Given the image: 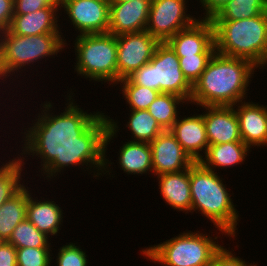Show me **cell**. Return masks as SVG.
I'll return each mask as SVG.
<instances>
[{"label": "cell", "mask_w": 267, "mask_h": 266, "mask_svg": "<svg viewBox=\"0 0 267 266\" xmlns=\"http://www.w3.org/2000/svg\"><path fill=\"white\" fill-rule=\"evenodd\" d=\"M69 93V103H66L67 106L61 114L51 113L52 102L45 101L41 104V114H37V118L32 121L33 125L29 123L31 126L25 128L28 130L21 132L24 142L18 156L40 157L41 174L43 177L46 175L44 179H49L48 182L71 166L86 165L87 171L93 168L91 173L93 172L95 178L107 172L111 175L112 170L108 167L112 163L106 158V151L111 139L114 140L119 132V122L102 111H83L73 100L74 93Z\"/></svg>", "instance_id": "1"}, {"label": "cell", "mask_w": 267, "mask_h": 266, "mask_svg": "<svg viewBox=\"0 0 267 266\" xmlns=\"http://www.w3.org/2000/svg\"><path fill=\"white\" fill-rule=\"evenodd\" d=\"M257 68L249 60L215 52L193 85L190 103L197 107L234 106L246 101L249 83Z\"/></svg>", "instance_id": "2"}, {"label": "cell", "mask_w": 267, "mask_h": 266, "mask_svg": "<svg viewBox=\"0 0 267 266\" xmlns=\"http://www.w3.org/2000/svg\"><path fill=\"white\" fill-rule=\"evenodd\" d=\"M189 177L192 214L198 211L207 217L222 235L235 238L239 213L231 199L230 189L228 190L222 181L224 179L200 162H195L189 168Z\"/></svg>", "instance_id": "3"}, {"label": "cell", "mask_w": 267, "mask_h": 266, "mask_svg": "<svg viewBox=\"0 0 267 266\" xmlns=\"http://www.w3.org/2000/svg\"><path fill=\"white\" fill-rule=\"evenodd\" d=\"M216 52L267 66V12L248 19L212 20Z\"/></svg>", "instance_id": "4"}, {"label": "cell", "mask_w": 267, "mask_h": 266, "mask_svg": "<svg viewBox=\"0 0 267 266\" xmlns=\"http://www.w3.org/2000/svg\"><path fill=\"white\" fill-rule=\"evenodd\" d=\"M63 33L20 36L9 29L0 32V79L6 81L15 73L23 72L25 66L33 65L40 59L54 57L66 46ZM65 40H64V39ZM31 64V65H29ZM12 73V74H11ZM11 75V76H10ZM1 82V81H0Z\"/></svg>", "instance_id": "5"}, {"label": "cell", "mask_w": 267, "mask_h": 266, "mask_svg": "<svg viewBox=\"0 0 267 266\" xmlns=\"http://www.w3.org/2000/svg\"><path fill=\"white\" fill-rule=\"evenodd\" d=\"M197 232H183L160 244L142 249L146 259L165 266H210L222 246L218 238ZM217 240V241H214Z\"/></svg>", "instance_id": "6"}, {"label": "cell", "mask_w": 267, "mask_h": 266, "mask_svg": "<svg viewBox=\"0 0 267 266\" xmlns=\"http://www.w3.org/2000/svg\"><path fill=\"white\" fill-rule=\"evenodd\" d=\"M74 51L76 65L74 72L89 78V81L118 83L117 42L111 33L77 35ZM91 79V80H90Z\"/></svg>", "instance_id": "7"}, {"label": "cell", "mask_w": 267, "mask_h": 266, "mask_svg": "<svg viewBox=\"0 0 267 266\" xmlns=\"http://www.w3.org/2000/svg\"><path fill=\"white\" fill-rule=\"evenodd\" d=\"M128 78L135 84L160 93L174 94L190 103L193 85L184 76L175 51L160 42L150 62L135 70Z\"/></svg>", "instance_id": "8"}, {"label": "cell", "mask_w": 267, "mask_h": 266, "mask_svg": "<svg viewBox=\"0 0 267 266\" xmlns=\"http://www.w3.org/2000/svg\"><path fill=\"white\" fill-rule=\"evenodd\" d=\"M186 5V0H152L146 31L159 42H167L177 32L198 20L186 13Z\"/></svg>", "instance_id": "9"}, {"label": "cell", "mask_w": 267, "mask_h": 266, "mask_svg": "<svg viewBox=\"0 0 267 266\" xmlns=\"http://www.w3.org/2000/svg\"><path fill=\"white\" fill-rule=\"evenodd\" d=\"M116 42L118 82L150 62L160 43L146 30L118 35Z\"/></svg>", "instance_id": "10"}, {"label": "cell", "mask_w": 267, "mask_h": 266, "mask_svg": "<svg viewBox=\"0 0 267 266\" xmlns=\"http://www.w3.org/2000/svg\"><path fill=\"white\" fill-rule=\"evenodd\" d=\"M61 8L78 35L108 32L110 0H60Z\"/></svg>", "instance_id": "11"}, {"label": "cell", "mask_w": 267, "mask_h": 266, "mask_svg": "<svg viewBox=\"0 0 267 266\" xmlns=\"http://www.w3.org/2000/svg\"><path fill=\"white\" fill-rule=\"evenodd\" d=\"M149 145L152 154L153 173L156 176L181 172L195 163L170 130L161 132Z\"/></svg>", "instance_id": "12"}, {"label": "cell", "mask_w": 267, "mask_h": 266, "mask_svg": "<svg viewBox=\"0 0 267 266\" xmlns=\"http://www.w3.org/2000/svg\"><path fill=\"white\" fill-rule=\"evenodd\" d=\"M199 17L194 24L180 30L167 41L178 57L216 52L213 22Z\"/></svg>", "instance_id": "13"}, {"label": "cell", "mask_w": 267, "mask_h": 266, "mask_svg": "<svg viewBox=\"0 0 267 266\" xmlns=\"http://www.w3.org/2000/svg\"><path fill=\"white\" fill-rule=\"evenodd\" d=\"M151 1L110 2L108 33L118 36L145 31Z\"/></svg>", "instance_id": "14"}, {"label": "cell", "mask_w": 267, "mask_h": 266, "mask_svg": "<svg viewBox=\"0 0 267 266\" xmlns=\"http://www.w3.org/2000/svg\"><path fill=\"white\" fill-rule=\"evenodd\" d=\"M209 145L242 141L238 118L233 106H203Z\"/></svg>", "instance_id": "15"}, {"label": "cell", "mask_w": 267, "mask_h": 266, "mask_svg": "<svg viewBox=\"0 0 267 266\" xmlns=\"http://www.w3.org/2000/svg\"><path fill=\"white\" fill-rule=\"evenodd\" d=\"M239 102L234 105L242 141L251 149L267 146V105ZM237 107V108H235Z\"/></svg>", "instance_id": "16"}, {"label": "cell", "mask_w": 267, "mask_h": 266, "mask_svg": "<svg viewBox=\"0 0 267 266\" xmlns=\"http://www.w3.org/2000/svg\"><path fill=\"white\" fill-rule=\"evenodd\" d=\"M169 130L194 162H199L204 157L209 143L203 113L182 118L179 116Z\"/></svg>", "instance_id": "17"}, {"label": "cell", "mask_w": 267, "mask_h": 266, "mask_svg": "<svg viewBox=\"0 0 267 266\" xmlns=\"http://www.w3.org/2000/svg\"><path fill=\"white\" fill-rule=\"evenodd\" d=\"M162 199L176 211L192 213L189 168L181 172L157 176Z\"/></svg>", "instance_id": "18"}, {"label": "cell", "mask_w": 267, "mask_h": 266, "mask_svg": "<svg viewBox=\"0 0 267 266\" xmlns=\"http://www.w3.org/2000/svg\"><path fill=\"white\" fill-rule=\"evenodd\" d=\"M59 10L61 9L43 8L27 14H14L9 30L20 36L62 33L58 26Z\"/></svg>", "instance_id": "19"}, {"label": "cell", "mask_w": 267, "mask_h": 266, "mask_svg": "<svg viewBox=\"0 0 267 266\" xmlns=\"http://www.w3.org/2000/svg\"><path fill=\"white\" fill-rule=\"evenodd\" d=\"M28 188V203L26 207V218L42 233L48 237L56 236L61 230L63 222V210L55 201L38 200L32 197ZM42 200V201H41Z\"/></svg>", "instance_id": "20"}, {"label": "cell", "mask_w": 267, "mask_h": 266, "mask_svg": "<svg viewBox=\"0 0 267 266\" xmlns=\"http://www.w3.org/2000/svg\"><path fill=\"white\" fill-rule=\"evenodd\" d=\"M251 149L243 141L209 145L206 154L199 162L207 169L230 168L244 164Z\"/></svg>", "instance_id": "21"}, {"label": "cell", "mask_w": 267, "mask_h": 266, "mask_svg": "<svg viewBox=\"0 0 267 266\" xmlns=\"http://www.w3.org/2000/svg\"><path fill=\"white\" fill-rule=\"evenodd\" d=\"M118 151L119 167L124 173L142 175L153 172L152 154L149 143L128 141Z\"/></svg>", "instance_id": "22"}, {"label": "cell", "mask_w": 267, "mask_h": 266, "mask_svg": "<svg viewBox=\"0 0 267 266\" xmlns=\"http://www.w3.org/2000/svg\"><path fill=\"white\" fill-rule=\"evenodd\" d=\"M28 186H24L16 195L0 207V238L8 241L14 228L26 218Z\"/></svg>", "instance_id": "23"}, {"label": "cell", "mask_w": 267, "mask_h": 266, "mask_svg": "<svg viewBox=\"0 0 267 266\" xmlns=\"http://www.w3.org/2000/svg\"><path fill=\"white\" fill-rule=\"evenodd\" d=\"M16 158L2 163L0 167V207L25 186L21 183L23 180L21 173L26 164L25 157L16 156Z\"/></svg>", "instance_id": "24"}, {"label": "cell", "mask_w": 267, "mask_h": 266, "mask_svg": "<svg viewBox=\"0 0 267 266\" xmlns=\"http://www.w3.org/2000/svg\"><path fill=\"white\" fill-rule=\"evenodd\" d=\"M126 127L133 138L131 141L151 143L164 129L159 125L148 110H131Z\"/></svg>", "instance_id": "25"}, {"label": "cell", "mask_w": 267, "mask_h": 266, "mask_svg": "<svg viewBox=\"0 0 267 266\" xmlns=\"http://www.w3.org/2000/svg\"><path fill=\"white\" fill-rule=\"evenodd\" d=\"M185 102L177 95L159 93L147 110L164 130H169L179 117L180 111L177 107Z\"/></svg>", "instance_id": "26"}, {"label": "cell", "mask_w": 267, "mask_h": 266, "mask_svg": "<svg viewBox=\"0 0 267 266\" xmlns=\"http://www.w3.org/2000/svg\"><path fill=\"white\" fill-rule=\"evenodd\" d=\"M267 12V0H229L212 20L248 19Z\"/></svg>", "instance_id": "27"}, {"label": "cell", "mask_w": 267, "mask_h": 266, "mask_svg": "<svg viewBox=\"0 0 267 266\" xmlns=\"http://www.w3.org/2000/svg\"><path fill=\"white\" fill-rule=\"evenodd\" d=\"M7 242L16 248L51 247L49 237L40 232L27 218L14 228Z\"/></svg>", "instance_id": "28"}, {"label": "cell", "mask_w": 267, "mask_h": 266, "mask_svg": "<svg viewBox=\"0 0 267 266\" xmlns=\"http://www.w3.org/2000/svg\"><path fill=\"white\" fill-rule=\"evenodd\" d=\"M117 84H120V91L131 110H147L160 93L144 86L135 85L128 77L120 79Z\"/></svg>", "instance_id": "29"}, {"label": "cell", "mask_w": 267, "mask_h": 266, "mask_svg": "<svg viewBox=\"0 0 267 266\" xmlns=\"http://www.w3.org/2000/svg\"><path fill=\"white\" fill-rule=\"evenodd\" d=\"M51 252V247L16 248L17 266H51Z\"/></svg>", "instance_id": "30"}, {"label": "cell", "mask_w": 267, "mask_h": 266, "mask_svg": "<svg viewBox=\"0 0 267 266\" xmlns=\"http://www.w3.org/2000/svg\"><path fill=\"white\" fill-rule=\"evenodd\" d=\"M214 54H194L178 57L180 68L186 79L194 85L206 69L208 62Z\"/></svg>", "instance_id": "31"}, {"label": "cell", "mask_w": 267, "mask_h": 266, "mask_svg": "<svg viewBox=\"0 0 267 266\" xmlns=\"http://www.w3.org/2000/svg\"><path fill=\"white\" fill-rule=\"evenodd\" d=\"M76 243H66L59 248L56 256L57 266H88L86 252Z\"/></svg>", "instance_id": "32"}, {"label": "cell", "mask_w": 267, "mask_h": 266, "mask_svg": "<svg viewBox=\"0 0 267 266\" xmlns=\"http://www.w3.org/2000/svg\"><path fill=\"white\" fill-rule=\"evenodd\" d=\"M14 14H27L43 8H60V0H14Z\"/></svg>", "instance_id": "33"}, {"label": "cell", "mask_w": 267, "mask_h": 266, "mask_svg": "<svg viewBox=\"0 0 267 266\" xmlns=\"http://www.w3.org/2000/svg\"><path fill=\"white\" fill-rule=\"evenodd\" d=\"M227 250L224 246H221L215 253V257L210 266H257V263H248L241 259L239 256Z\"/></svg>", "instance_id": "34"}, {"label": "cell", "mask_w": 267, "mask_h": 266, "mask_svg": "<svg viewBox=\"0 0 267 266\" xmlns=\"http://www.w3.org/2000/svg\"><path fill=\"white\" fill-rule=\"evenodd\" d=\"M14 0H0V32L9 29L14 15Z\"/></svg>", "instance_id": "35"}, {"label": "cell", "mask_w": 267, "mask_h": 266, "mask_svg": "<svg viewBox=\"0 0 267 266\" xmlns=\"http://www.w3.org/2000/svg\"><path fill=\"white\" fill-rule=\"evenodd\" d=\"M201 7L205 11L202 19L212 20L221 9L228 3L229 0H199Z\"/></svg>", "instance_id": "36"}, {"label": "cell", "mask_w": 267, "mask_h": 266, "mask_svg": "<svg viewBox=\"0 0 267 266\" xmlns=\"http://www.w3.org/2000/svg\"><path fill=\"white\" fill-rule=\"evenodd\" d=\"M0 266H17L16 247L7 241L0 246Z\"/></svg>", "instance_id": "37"}, {"label": "cell", "mask_w": 267, "mask_h": 266, "mask_svg": "<svg viewBox=\"0 0 267 266\" xmlns=\"http://www.w3.org/2000/svg\"><path fill=\"white\" fill-rule=\"evenodd\" d=\"M133 0H110V2H128Z\"/></svg>", "instance_id": "38"}, {"label": "cell", "mask_w": 267, "mask_h": 266, "mask_svg": "<svg viewBox=\"0 0 267 266\" xmlns=\"http://www.w3.org/2000/svg\"><path fill=\"white\" fill-rule=\"evenodd\" d=\"M4 241L0 238V246H1V244L3 243Z\"/></svg>", "instance_id": "39"}]
</instances>
